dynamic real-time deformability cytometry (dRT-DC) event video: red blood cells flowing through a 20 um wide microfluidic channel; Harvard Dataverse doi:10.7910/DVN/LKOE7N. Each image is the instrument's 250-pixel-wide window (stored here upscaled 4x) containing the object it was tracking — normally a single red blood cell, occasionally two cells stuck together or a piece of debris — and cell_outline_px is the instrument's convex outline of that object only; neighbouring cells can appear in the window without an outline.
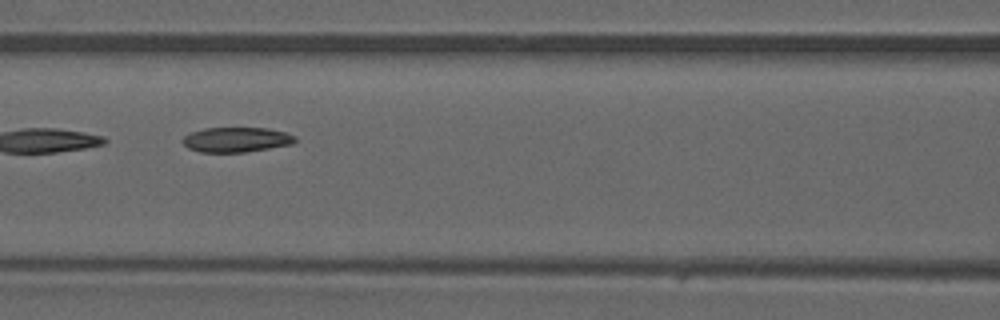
{"species": "common noctule bat (a hibernating species)", "species_latin": "Nyctalus noctula", "temperature_condition": "warm", "stored_images_in_passage": 6, "camera_frame_rate_fps": 3000, "um_per_image_px": 0.085, "animal": {"sex": "male", "forearm_length_mm": 52.5}, "frame": {"image": 1, "passage_image": 6, "time_ms": 1.667, "image_size_px": [1000, 320], "cell_outline_px": [[296, 140], [292, 144], [244, 152], [200, 152], [188, 148], [180, 140], [184, 136], [192, 132], [204, 128], [268, 128], [284, 132], [296, 136]], "centroid_in_image_um": [20.07, 11.87], "position_along_channel_um": 146.5, "area_um2": 16.24}}